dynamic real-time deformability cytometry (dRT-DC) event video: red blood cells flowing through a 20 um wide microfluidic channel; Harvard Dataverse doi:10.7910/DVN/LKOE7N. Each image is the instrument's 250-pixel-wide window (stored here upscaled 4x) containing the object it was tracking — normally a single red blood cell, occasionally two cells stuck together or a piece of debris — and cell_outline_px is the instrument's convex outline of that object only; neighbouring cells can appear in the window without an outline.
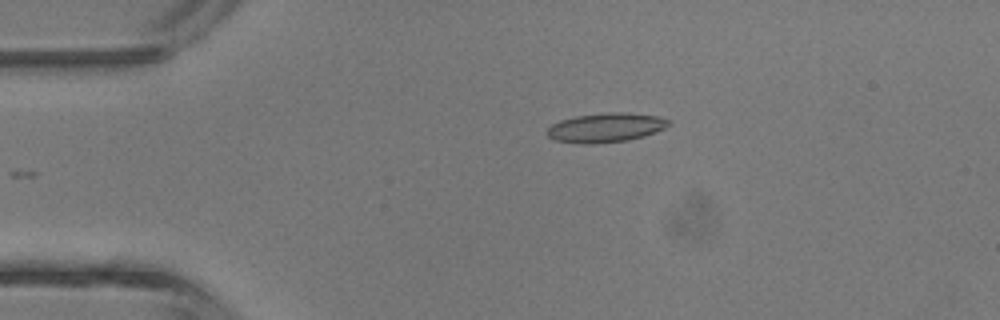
{"species": "common noctule bat (a hibernating species)", "species_latin": "Nyctalus noctula", "temperature_condition": "room temperature", "stored_images_in_passage": 5, "camera_frame_rate_fps": 3000, "um_per_image_px": 0.085, "animal": {"sex": "male", "body_mass_g": 13.3}, "frame": {"image": 1, "passage_image": 5, "time_ms": 4.333, "image_size_px": [1000, 320], "cell_outline_px": [[672, 124], [664, 128], [644, 136], [628, 140], [588, 144], [580, 144], [556, 140], [548, 136], [544, 132], [552, 124], [560, 120], [576, 116], [604, 112], [628, 112], [656, 116], [672, 120]], "centroid_in_image_um": [51.49, 10.84], "position_along_channel_um": 33.5, "area_um2": 20.87}}